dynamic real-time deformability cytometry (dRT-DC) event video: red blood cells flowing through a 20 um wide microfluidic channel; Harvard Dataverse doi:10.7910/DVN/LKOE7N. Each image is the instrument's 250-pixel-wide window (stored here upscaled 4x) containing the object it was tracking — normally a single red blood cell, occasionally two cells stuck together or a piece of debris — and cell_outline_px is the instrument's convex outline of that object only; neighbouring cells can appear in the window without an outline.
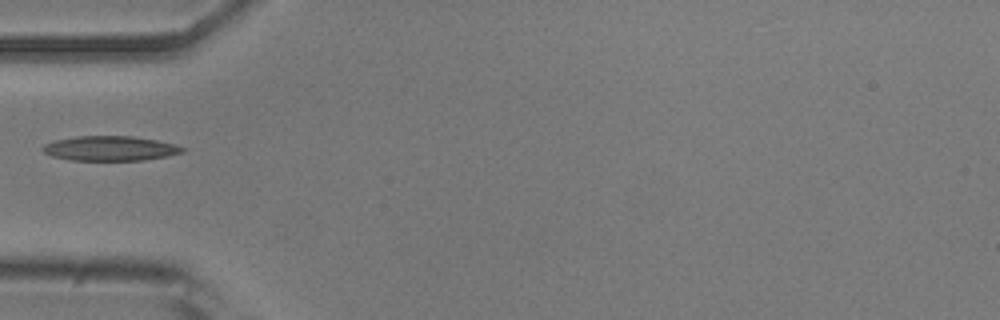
{"species": "common noctule bat (a hibernating species)", "species_latin": "Nyctalus noctula", "temperature_condition": "room temperature", "stored_images_in_passage": 1, "camera_frame_rate_fps": 3000, "um_per_image_px": 0.085, "animal": {"sex": "male", "body_mass_g": 20.5, "forearm_length_mm": 52.5}, "frame": {"image": 1, "passage_image": 1, "time_ms": 0.0, "image_size_px": [1000, 320], "cell_outline_px": [[184, 152], [168, 156], [144, 160], [72, 160], [52, 156], [44, 152], [40, 148], [44, 144], [52, 140], [76, 136], [132, 136], [156, 140], [176, 144], [184, 148]], "centroid_in_image_um": [9.34, 12.61], "position_along_channel_um": 75.7, "area_um2": 20.23}}